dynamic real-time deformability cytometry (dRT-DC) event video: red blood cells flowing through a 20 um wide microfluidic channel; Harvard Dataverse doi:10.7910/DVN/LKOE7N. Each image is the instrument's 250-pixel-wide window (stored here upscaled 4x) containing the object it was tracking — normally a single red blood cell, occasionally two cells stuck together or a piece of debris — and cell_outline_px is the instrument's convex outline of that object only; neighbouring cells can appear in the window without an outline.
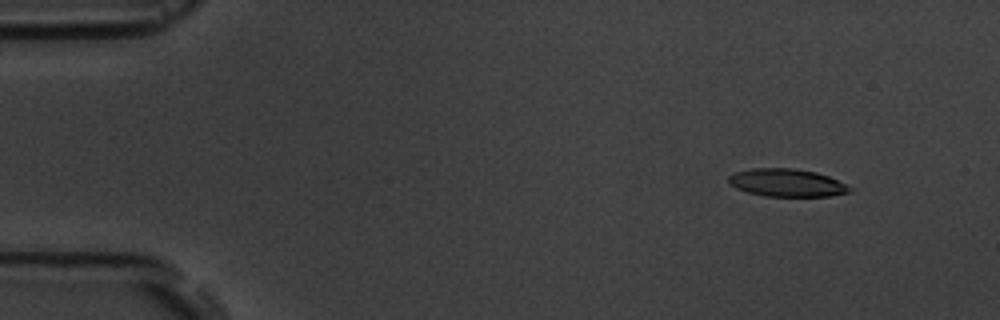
{"species": "common noctule bat (a hibernating species)", "species_latin": "Nyctalus noctula", "temperature_condition": "room temperature", "stored_images_in_passage": 3, "camera_frame_rate_fps": 3000, "um_per_image_px": 0.085, "animal": {"sex": "male", "body_mass_g": 19.5, "forearm_length_mm": 54.6}, "frame": {"image": 1, "passage_image": 1, "time_ms": 0.0, "image_size_px": [1000, 320], "cell_outline_px": [[852, 192], [828, 196], [764, 196], [748, 192], [736, 188], [728, 184], [728, 176], [736, 172], [752, 168], [792, 168], [816, 172], [828, 176], [852, 188]], "centroid_in_image_um": [66.85, 15.53], "position_along_channel_um": 18.1, "area_um2": 19.54}}
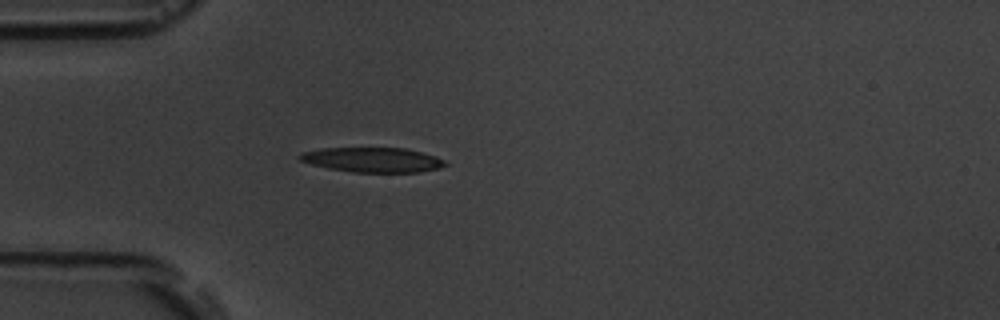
{"frame": {"image": 2, "passage_image": 3, "time_ms": 3.333, "image_size_px": [1000, 320], "cell_outline_px": [[448, 164], [440, 168], [420, 172], [352, 172], [328, 168], [312, 164], [300, 160], [296, 156], [300, 152], [320, 148], [404, 148], [436, 156], [444, 160]], "centroid_in_image_um": [31.65, 13.58], "position_along_channel_um": 53.4, "area_um2": 21.04}}